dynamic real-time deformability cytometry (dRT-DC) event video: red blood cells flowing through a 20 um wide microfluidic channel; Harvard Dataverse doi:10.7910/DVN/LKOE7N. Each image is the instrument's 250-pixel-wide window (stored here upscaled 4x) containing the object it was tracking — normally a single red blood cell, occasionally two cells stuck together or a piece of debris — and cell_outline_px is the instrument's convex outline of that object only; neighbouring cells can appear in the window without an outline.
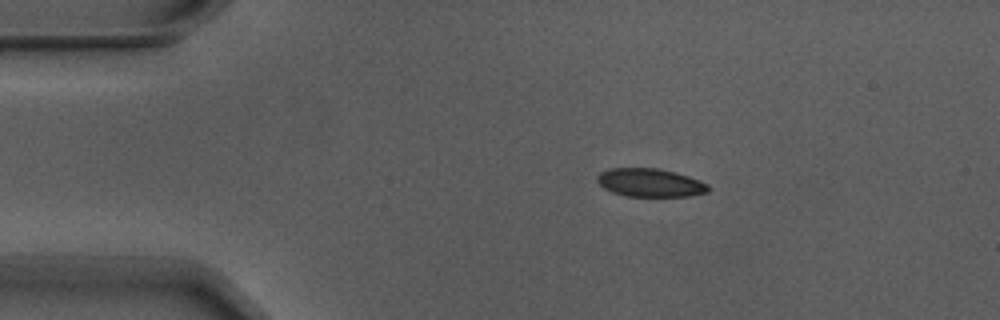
{"species": "Egyptian fruit bat (a non-hibernating species)", "species_latin": "Rousettus aegyptiacus", "temperature_condition": "warm", "stored_images_in_passage": 5, "camera_frame_rate_fps": 3000, "um_per_image_px": 0.085, "animal": {"sex": "male"}, "frame": {"image": 1, "passage_image": 2, "time_ms": 0.333, "image_size_px": [1000, 320], "cell_outline_px": [[708, 192], [688, 196], [624, 196], [612, 192], [604, 188], [596, 180], [596, 176], [600, 172], [612, 168], [656, 168], [676, 172], [688, 176], [708, 184]], "centroid_in_image_um": [55.23, 15.53], "position_along_channel_um": 29.8, "area_um2": 18.26}}